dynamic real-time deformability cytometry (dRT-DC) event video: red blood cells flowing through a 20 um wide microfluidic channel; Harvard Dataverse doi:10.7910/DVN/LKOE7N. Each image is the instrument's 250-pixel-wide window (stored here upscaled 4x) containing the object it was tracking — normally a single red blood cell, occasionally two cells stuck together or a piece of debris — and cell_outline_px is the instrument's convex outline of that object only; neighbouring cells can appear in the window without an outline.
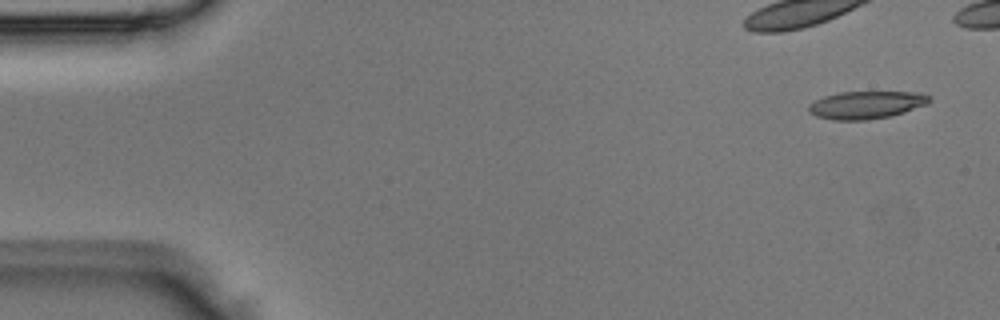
{"species": "Egyptian fruit bat (a non-hibernating species)", "species_latin": "Rousettus aegyptiacus", "temperature_condition": "room temperature", "stored_images_in_passage": 5, "camera_frame_rate_fps": 3000, "um_per_image_px": 0.085, "animal": {"sex": "male"}, "frame": {"image": 1, "passage_image": 1, "time_ms": 0.0, "image_size_px": [1000, 320], "cell_outline_px": [[932, 100], [928, 104], [892, 116], [864, 120], [832, 120], [816, 116], [808, 112], [808, 104], [824, 96], [840, 92], [916, 92], [932, 96]], "centroid_in_image_um": [73.64, 8.92], "position_along_channel_um": 11.4, "area_um2": 19.59}}